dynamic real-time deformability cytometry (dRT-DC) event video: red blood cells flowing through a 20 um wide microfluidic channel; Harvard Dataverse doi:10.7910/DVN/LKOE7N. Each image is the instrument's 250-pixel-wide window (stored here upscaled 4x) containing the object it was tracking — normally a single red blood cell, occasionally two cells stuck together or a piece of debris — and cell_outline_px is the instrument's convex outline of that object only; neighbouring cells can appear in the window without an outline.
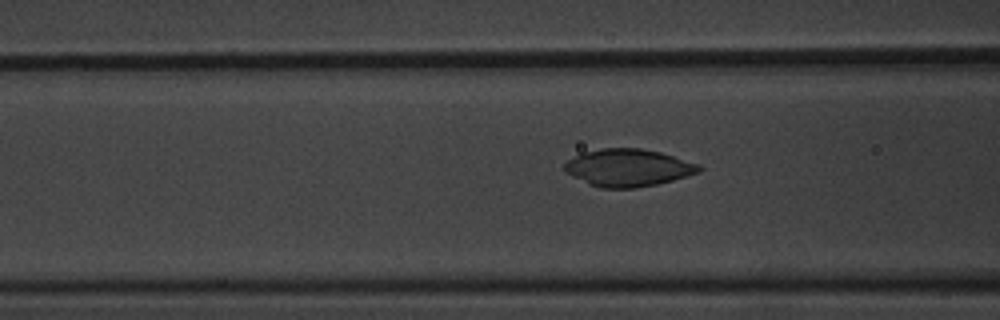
{"species": "common noctule bat (a hibernating species)", "species_latin": "Nyctalus noctula", "temperature_condition": "warm", "stored_images_in_passage": 61, "camera_frame_rate_fps": 3000, "um_per_image_px": 0.085, "animal": {"sex": "male", "body_mass_g": 20.1, "forearm_length_mm": 53.5}, "frame": {"image": 1, "passage_image": 24, "time_ms": 7.667, "image_size_px": [1000, 320], "cell_outline_px": [[704, 168], [700, 172], [672, 180], [656, 184], [636, 188], [600, 188], [588, 184], [572, 176], [564, 168], [564, 164], [568, 160], [584, 152], [600, 148], [640, 148], [660, 152], [700, 164]], "centroid_in_image_um": [53.41, 14.26], "position_along_channel_um": 113.2, "area_um2": 29.25}}
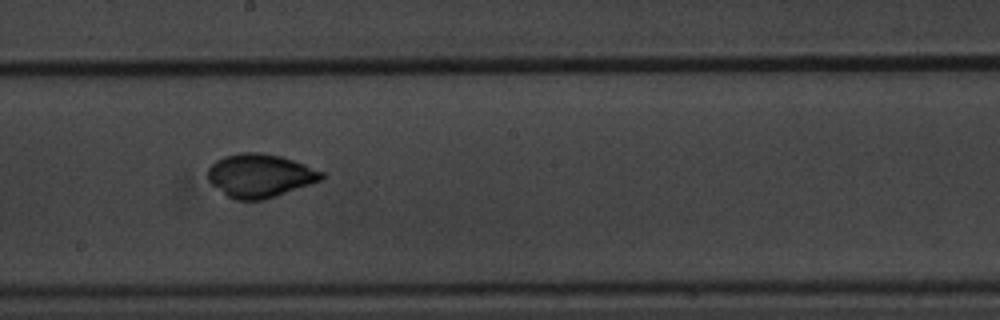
{"frame": {"image": 2, "passage_image": 34, "time_ms": 11.0, "image_size_px": [1000, 320], "cell_outline_px": [[324, 180], [264, 200], [236, 200], [228, 196], [212, 184], [208, 180], [208, 168], [216, 160], [224, 156], [240, 152], [260, 152], [280, 156], [304, 164], [324, 172]], "centroid_in_image_um": [22.11, 14.93], "position_along_channel_um": 226.1, "area_um2": 28.84}}
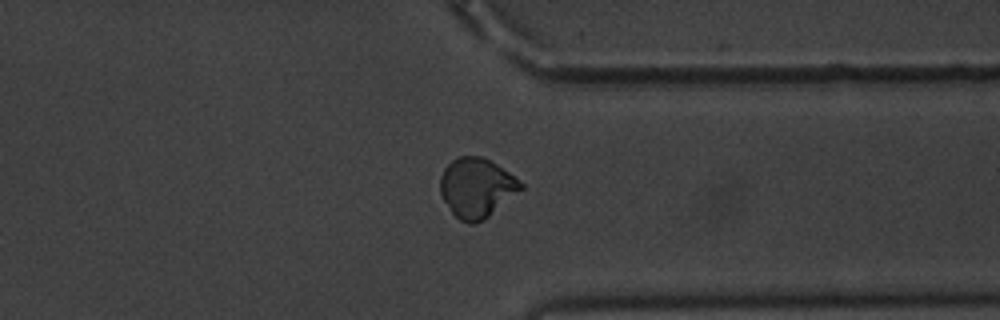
{"frame": {"image": 3, "passage_image": 47, "time_ms": 15.333, "image_size_px": [1000, 320], "cell_outline_px": [[524, 188], [484, 220], [476, 224], [468, 224], [460, 220], [452, 212], [444, 200], [440, 192], [440, 176], [444, 168], [452, 160], [460, 156], [484, 156], [508, 172], [524, 184]], "centroid_in_image_um": [40.51, 15.96], "position_along_channel_um": 370.9, "area_um2": 27.98}, "authors_computed_cell_mechanics": {"area_um2": 28.033, "velocity_mm_per_s": 3.3781, "shape_relaxation_time_tau1_ms": 6.548, "shape_relaxation_time_tau2_ms": null, "deformation_change_tau1": 0.2033, "deformation_change_tau2": null}}